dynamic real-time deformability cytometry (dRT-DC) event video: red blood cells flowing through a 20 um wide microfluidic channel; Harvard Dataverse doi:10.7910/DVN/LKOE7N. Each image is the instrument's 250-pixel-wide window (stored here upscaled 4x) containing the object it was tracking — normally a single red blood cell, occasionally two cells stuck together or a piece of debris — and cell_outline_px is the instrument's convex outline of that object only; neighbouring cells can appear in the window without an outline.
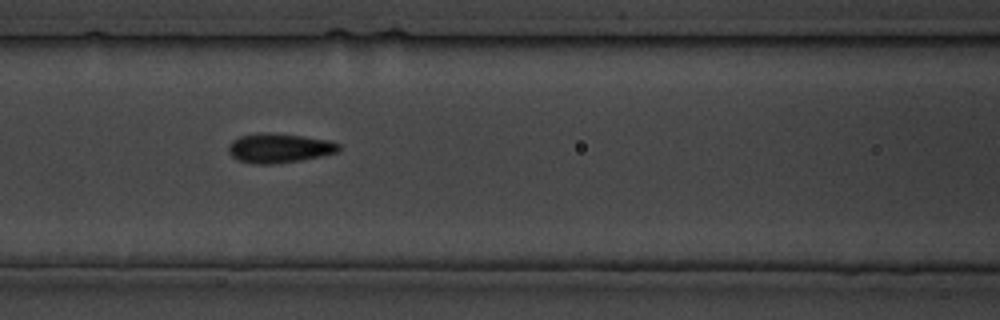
{"species": "common noctule bat (a hibernating species)", "species_latin": "Nyctalus noctula", "temperature_condition": "cold", "stored_images_in_passage": 14, "camera_frame_rate_fps": 3000, "um_per_image_px": 0.085, "animal": {"sex": "male", "body_mass_g": 19.5, "forearm_length_mm": 54.6}, "frame": {"image": 1, "passage_image": 5, "time_ms": 5.333, "image_size_px": [1000, 320], "cell_outline_px": [[340, 148], [336, 152], [320, 156], [300, 160], [276, 164], [256, 164], [236, 160], [228, 152], [228, 144], [232, 140], [240, 136], [264, 132], [300, 136], [332, 140], [340, 144]], "centroid_in_image_um": [23.7, 12.59], "position_along_channel_um": 142.9, "area_um2": 18.9}}
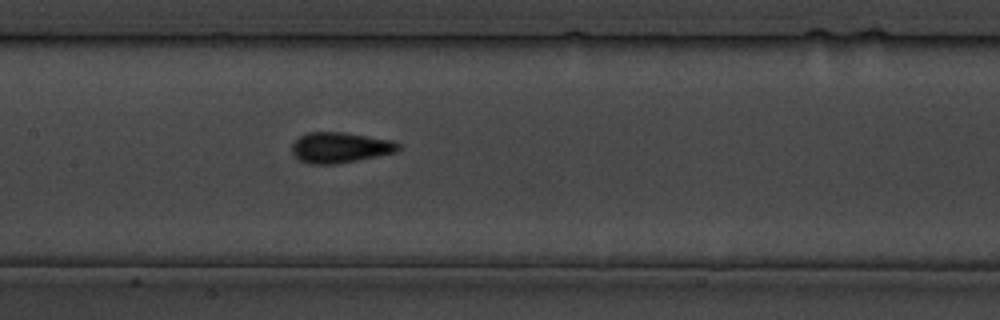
{"frame": {"image": 2, "passage_image": 7, "time_ms": 7.667, "image_size_px": [1000, 320], "cell_outline_px": [[400, 148], [396, 152], [336, 164], [308, 164], [300, 160], [292, 152], [292, 144], [300, 136], [308, 132], [348, 132], [392, 140], [400, 144]], "centroid_in_image_um": [28.91, 12.53], "position_along_channel_um": 178.5, "area_um2": 18.96}}
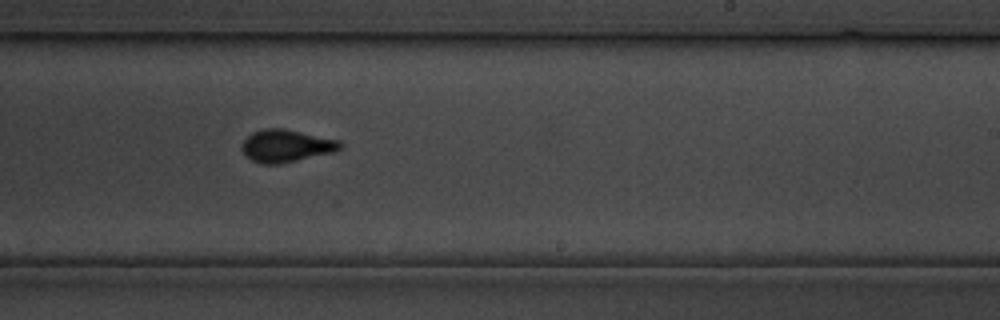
{"frame": {"image": 3, "passage_image": 12, "time_ms": 13.333, "image_size_px": [1000, 320], "cell_outline_px": [[344, 148], [336, 152], [280, 164], [260, 164], [244, 156], [240, 148], [244, 140], [252, 132], [264, 128], [284, 128], [340, 140], [344, 144]], "centroid_in_image_um": [24.35, 12.4], "position_along_channel_um": 264.6, "area_um2": 19.07}}